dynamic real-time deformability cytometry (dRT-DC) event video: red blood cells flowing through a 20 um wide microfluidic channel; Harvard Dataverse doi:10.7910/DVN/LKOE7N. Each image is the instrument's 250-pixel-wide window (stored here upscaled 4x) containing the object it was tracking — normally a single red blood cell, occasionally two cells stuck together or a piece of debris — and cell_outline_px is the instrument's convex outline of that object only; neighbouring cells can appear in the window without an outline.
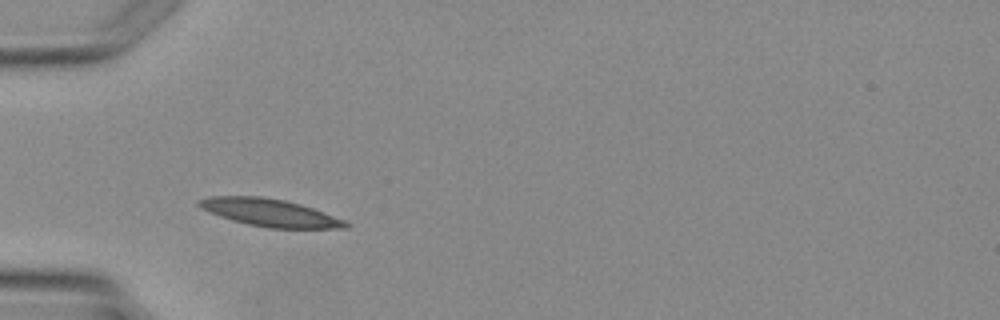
{"species": "Egyptian fruit bat (a non-hibernating species)", "species_latin": "Rousettus aegyptiacus", "temperature_condition": "warm", "stored_images_in_passage": 1, "camera_frame_rate_fps": 3000, "um_per_image_px": 0.085, "animal": {"sex": "female"}, "frame": {"image": 1, "passage_image": 1, "time_ms": 0.0, "image_size_px": [1000, 320], "cell_outline_px": [[352, 224], [348, 228], [268, 228], [248, 224], [232, 220], [208, 212], [200, 208], [196, 204], [200, 200], [208, 196], [264, 196], [284, 200], [300, 204], [312, 208], [344, 220]], "centroid_in_image_um": [22.92, 18.07], "position_along_channel_um": 62.1, "area_um2": 23.47}}